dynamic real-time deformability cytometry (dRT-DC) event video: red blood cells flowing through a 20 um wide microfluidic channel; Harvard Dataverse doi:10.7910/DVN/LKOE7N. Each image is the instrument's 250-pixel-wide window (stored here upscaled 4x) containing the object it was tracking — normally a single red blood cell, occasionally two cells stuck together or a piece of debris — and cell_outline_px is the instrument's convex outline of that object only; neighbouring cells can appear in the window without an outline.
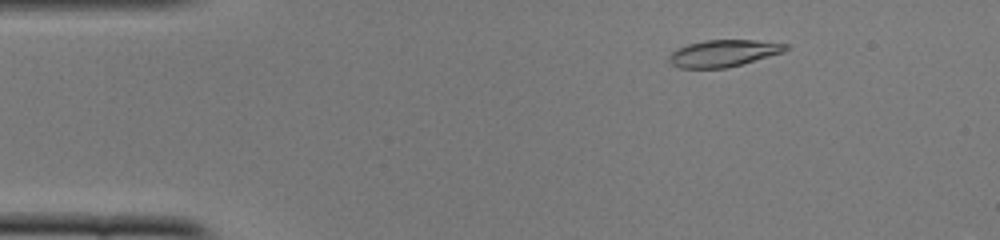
{"species": "common noctule bat (a hibernating species)", "species_latin": "Nyctalus noctula", "temperature_condition": "cold", "stored_images_in_passage": 33, "camera_frame_rate_fps": 3000, "um_per_image_px": 0.085, "animal": {"sex": "female", "body_mass_g": 22.0, "forearm_length_mm": 56.7}, "frame": {"image": 1, "passage_image": 3, "time_ms": 0.667, "image_size_px": [1000, 240], "cell_outline_px": [[792, 48], [784, 52], [728, 68], [680, 68], [672, 64], [668, 60], [668, 56], [672, 52], [688, 44], [704, 40], [752, 40], [788, 44]], "centroid_in_image_um": [61.53, 4.53], "position_along_channel_um": 23.5, "area_um2": 18.26}}
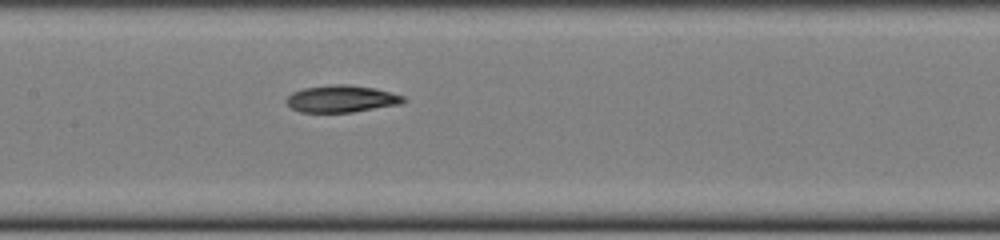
{"frame": {"image": 2, "passage_image": 20, "time_ms": 6.333, "image_size_px": [1000, 240], "cell_outline_px": [[408, 100], [400, 104], [352, 112], [300, 112], [292, 108], [288, 104], [288, 96], [292, 92], [304, 88], [332, 84], [348, 84], [376, 88], [404, 96]], "centroid_in_image_um": [29.06, 8.39], "position_along_channel_um": 178.3, "area_um2": 18.38}}
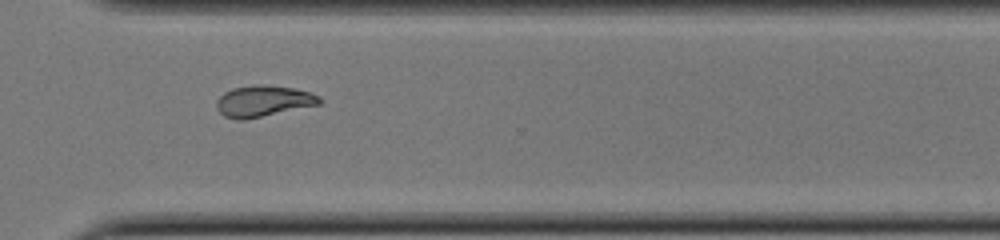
{"frame": {"image": 3, "passage_image": 33, "time_ms": 10.667, "image_size_px": [1000, 240], "cell_outline_px": [[320, 104], [244, 120], [236, 120], [224, 116], [216, 108], [216, 100], [224, 92], [232, 88], [256, 84], [264, 84], [292, 88], [308, 92], [320, 96]], "centroid_in_image_um": [22.33, 8.59], "position_along_channel_um": 348.3, "area_um2": 18.67}}